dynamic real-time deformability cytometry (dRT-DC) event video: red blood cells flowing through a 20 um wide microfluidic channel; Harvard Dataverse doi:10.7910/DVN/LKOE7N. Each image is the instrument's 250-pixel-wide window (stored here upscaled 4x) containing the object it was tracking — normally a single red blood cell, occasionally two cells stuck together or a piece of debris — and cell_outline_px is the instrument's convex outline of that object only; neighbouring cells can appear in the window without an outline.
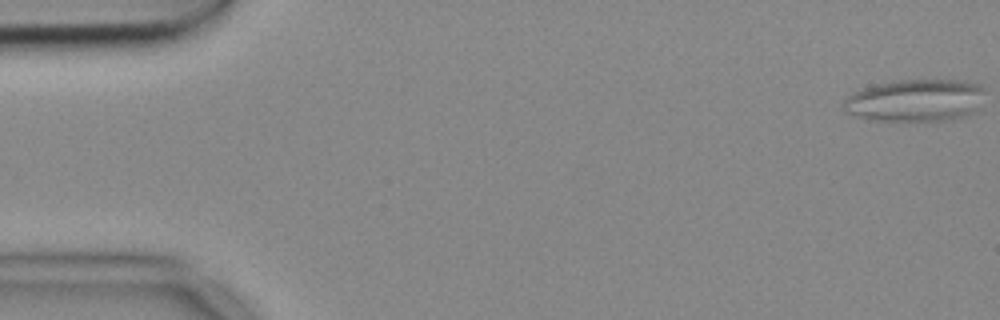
{"species": "common noctule bat (a hibernating species)", "species_latin": "Nyctalus noctula", "temperature_condition": "cold", "stored_images_in_passage": 53, "segment_of_instrument_passage": [1, 2], "camera_frame_rate_fps": 3000, "um_per_image_px": 0.085, "animal": {"sex": "female", "body_mass_g": 18.4}, "frame": {"image": 1, "passage_image": 1, "time_ms": 0.0, "image_size_px": [1000, 320], "cell_outline_px": [[984, 88], [976, 108], [972, 116], [952, 120], [868, 120], [844, 112], [840, 104], [848, 96], [864, 88], [880, 84], [900, 80], [952, 80], [980, 84]], "centroid_in_image_um": [77.78, 8.55], "position_along_channel_um": 7.2, "area_um2": 34.68}}